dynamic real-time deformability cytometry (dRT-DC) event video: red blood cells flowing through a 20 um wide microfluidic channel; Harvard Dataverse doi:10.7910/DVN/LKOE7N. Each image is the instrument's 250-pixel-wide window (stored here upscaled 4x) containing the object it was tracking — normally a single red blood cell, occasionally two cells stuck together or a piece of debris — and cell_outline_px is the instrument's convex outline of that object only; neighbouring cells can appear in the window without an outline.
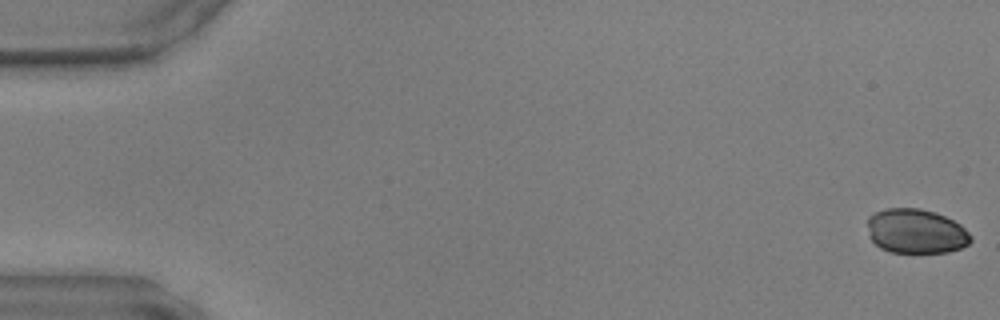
{"species": "common noctule bat (a hibernating species)", "species_latin": "Nyctalus noctula", "temperature_condition": "warm", "stored_images_in_passage": 44, "camera_frame_rate_fps": 3000, "um_per_image_px": 0.085, "animal": {"sex": "male", "body_mass_g": 17.9, "forearm_length_mm": 54.2}, "frame": {"image": 1, "passage_image": 1, "time_ms": 0.0, "image_size_px": [1000, 320], "cell_outline_px": [[968, 240], [964, 244], [956, 248], [940, 252], [896, 252], [884, 248], [876, 244], [872, 240], [868, 220], [872, 216], [880, 212], [896, 208], [912, 208], [928, 212], [952, 220], [968, 236]], "centroid_in_image_um": [77.78, 19.67], "position_along_channel_um": 7.2, "area_um2": 24.68}}
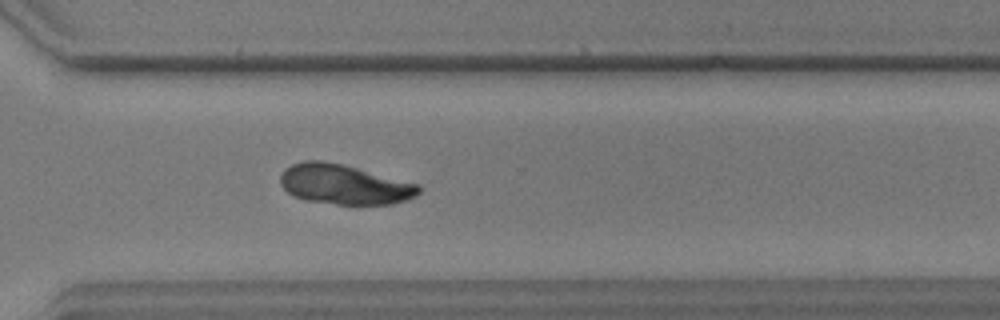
{"frame": {"image": 2, "passage_image": 35, "time_ms": 11.333, "image_size_px": [1000, 320], "cell_outline_px": [[420, 188], [416, 192], [400, 200], [380, 204], [344, 204], [300, 196], [284, 188], [284, 172], [288, 168], [296, 164], [336, 164], [412, 184]], "centroid_in_image_um": [29.27, 15.71], "position_along_channel_um": 341.3, "area_um2": 27.98}}
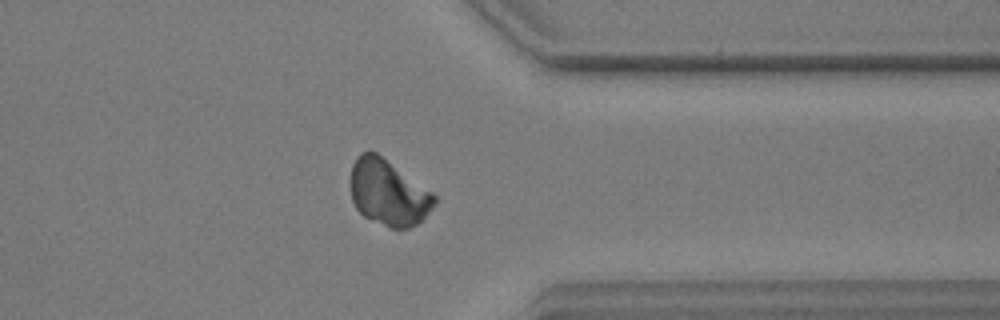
{"frame": {"image": 3, "passage_image": 38, "time_ms": 12.333, "image_size_px": [1000, 320], "cell_outline_px": [[436, 200], [420, 220], [404, 228], [396, 228], [368, 216], [360, 212], [352, 196], [352, 168], [356, 160], [364, 152], [376, 152], [432, 196]], "centroid_in_image_um": [32.94, 16.35], "position_along_channel_um": 378.5, "area_um2": 29.36}}